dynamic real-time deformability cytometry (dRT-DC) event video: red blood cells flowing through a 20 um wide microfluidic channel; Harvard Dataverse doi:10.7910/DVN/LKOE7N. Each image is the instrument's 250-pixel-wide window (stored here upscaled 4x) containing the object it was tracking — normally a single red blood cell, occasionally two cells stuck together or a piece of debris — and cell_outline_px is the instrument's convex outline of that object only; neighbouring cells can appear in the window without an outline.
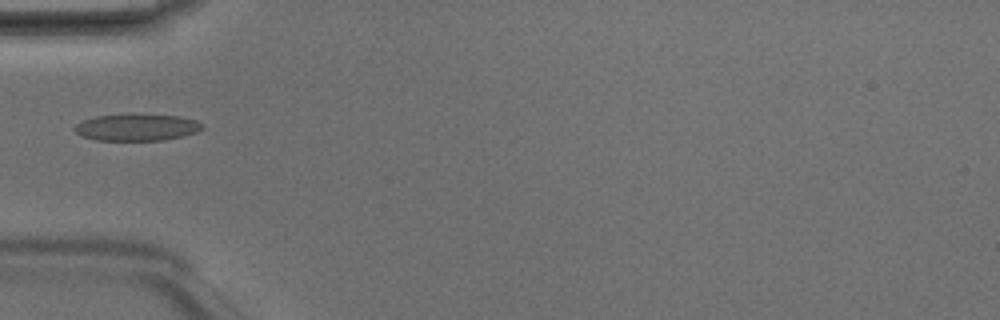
{"species": "Egyptian fruit bat (a non-hibernating species)", "species_latin": "Rousettus aegyptiacus", "temperature_condition": "room temperature", "stored_images_in_passage": 4, "camera_frame_rate_fps": 3000, "um_per_image_px": 0.085, "animal": {"sex": "male"}, "frame": {"image": 1, "passage_image": 4, "time_ms": 1.0, "image_size_px": [1000, 320], "cell_outline_px": [[204, 124], [196, 132], [164, 140], [96, 140], [80, 136], [72, 128], [76, 124], [84, 120], [96, 116], [132, 112], [180, 116], [196, 120]], "centroid_in_image_um": [11.59, 10.79], "position_along_channel_um": 73.4, "area_um2": 20.4}}